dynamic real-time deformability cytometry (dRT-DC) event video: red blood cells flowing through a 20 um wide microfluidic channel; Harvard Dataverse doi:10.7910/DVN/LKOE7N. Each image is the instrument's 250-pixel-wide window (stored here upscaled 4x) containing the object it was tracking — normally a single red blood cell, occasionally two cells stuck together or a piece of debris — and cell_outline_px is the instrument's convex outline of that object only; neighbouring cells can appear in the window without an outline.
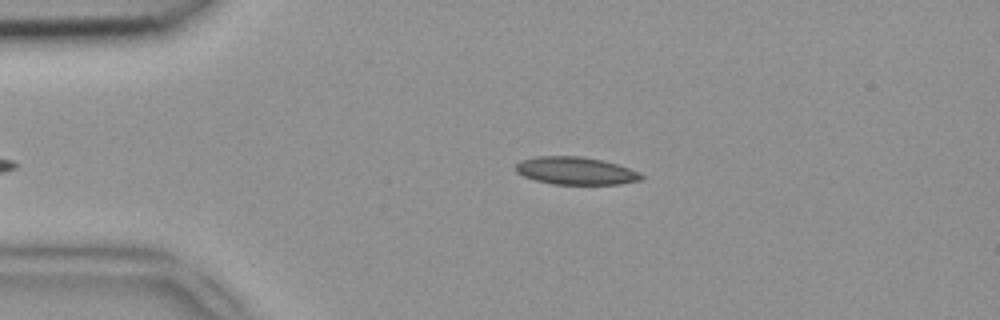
{"species": "common noctule bat (a hibernating species)", "species_latin": "Nyctalus noctula", "temperature_condition": "room temperature", "stored_images_in_passage": 36, "camera_frame_rate_fps": 3000, "um_per_image_px": 0.085, "animal": {"sex": "female", "body_mass_g": 18.4}, "frame": {"image": 1, "passage_image": 3, "time_ms": 0.667, "image_size_px": [1000, 320], "cell_outline_px": [[644, 180], [620, 184], [552, 184], [536, 180], [524, 176], [516, 172], [512, 168], [520, 160], [536, 156], [584, 156], [604, 160], [640, 172], [644, 176]], "centroid_in_image_um": [48.93, 14.51], "position_along_channel_um": 36.1, "area_um2": 20.52}}
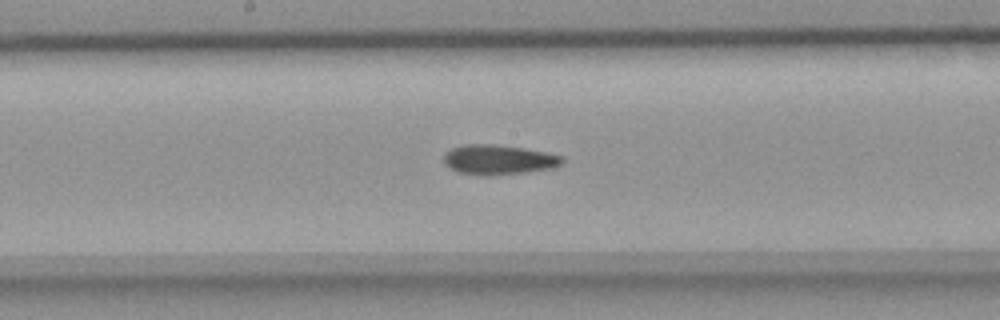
{"frame": {"image": 2, "passage_image": 18, "time_ms": 5.667, "image_size_px": [1000, 320], "cell_outline_px": [[564, 160], [560, 164], [552, 168], [524, 172], [492, 176], [484, 176], [456, 172], [444, 164], [444, 152], [448, 148], [460, 144], [492, 144], [524, 148], [564, 156]], "centroid_in_image_um": [42.3, 13.57], "position_along_channel_um": 205.9, "area_um2": 20.87}}
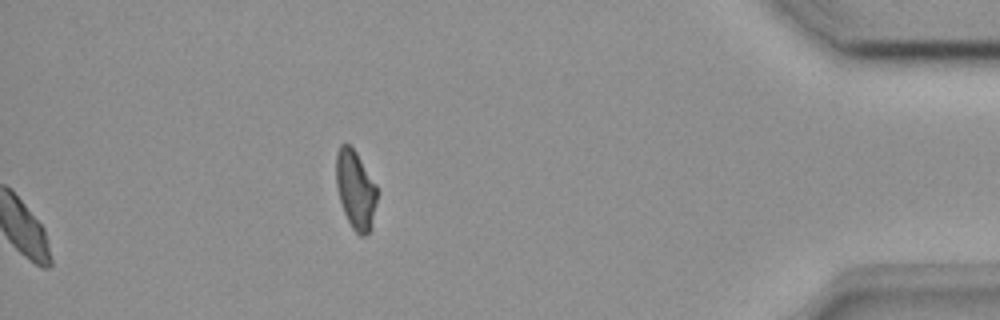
{"frame": {"image": 3, "passage_image": 36, "time_ms": 11.667, "image_size_px": [1000, 320], "cell_outline_px": [[376, 200], [368, 232], [364, 236], [360, 236], [352, 228], [344, 212], [340, 200], [336, 184], [336, 152], [340, 144], [348, 144], [356, 152], [376, 184]], "centroid_in_image_um": [30.18, 16.07], "position_along_channel_um": 405.0, "area_um2": 18.26}}